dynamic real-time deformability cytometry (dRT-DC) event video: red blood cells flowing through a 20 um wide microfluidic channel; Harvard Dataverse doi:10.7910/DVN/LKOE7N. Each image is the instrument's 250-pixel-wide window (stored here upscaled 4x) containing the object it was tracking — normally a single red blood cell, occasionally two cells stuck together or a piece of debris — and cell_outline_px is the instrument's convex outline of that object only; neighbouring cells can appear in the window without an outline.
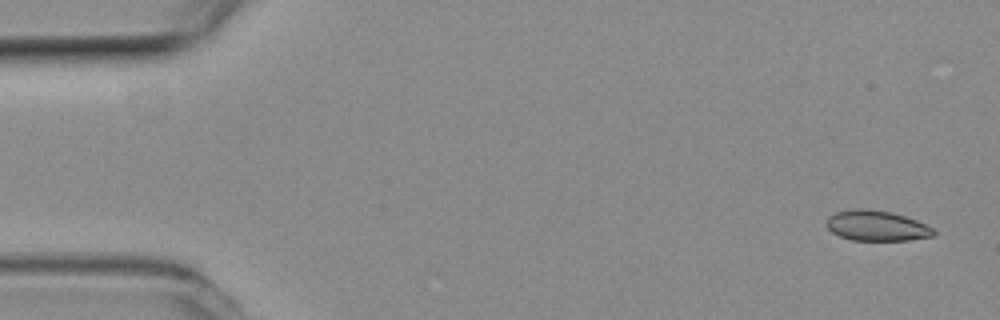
{"species": "common noctule bat (a hibernating species)", "species_latin": "Nyctalus noctula", "temperature_condition": "room temperature", "stored_images_in_passage": 4, "camera_frame_rate_fps": 3000, "um_per_image_px": 0.085, "animal": {"sex": "female", "body_mass_g": 19.3, "forearm_length_mm": 54.1}, "frame": {"image": 1, "passage_image": 1, "time_ms": 0.0, "image_size_px": [1000, 320], "cell_outline_px": [[936, 232], [932, 236], [908, 240], [852, 240], [840, 236], [832, 232], [824, 224], [824, 220], [828, 216], [836, 212], [852, 208], [860, 208], [892, 212], [916, 220], [932, 228]], "centroid_in_image_um": [74.45, 19.18], "position_along_channel_um": 10.6, "area_um2": 18.96}}